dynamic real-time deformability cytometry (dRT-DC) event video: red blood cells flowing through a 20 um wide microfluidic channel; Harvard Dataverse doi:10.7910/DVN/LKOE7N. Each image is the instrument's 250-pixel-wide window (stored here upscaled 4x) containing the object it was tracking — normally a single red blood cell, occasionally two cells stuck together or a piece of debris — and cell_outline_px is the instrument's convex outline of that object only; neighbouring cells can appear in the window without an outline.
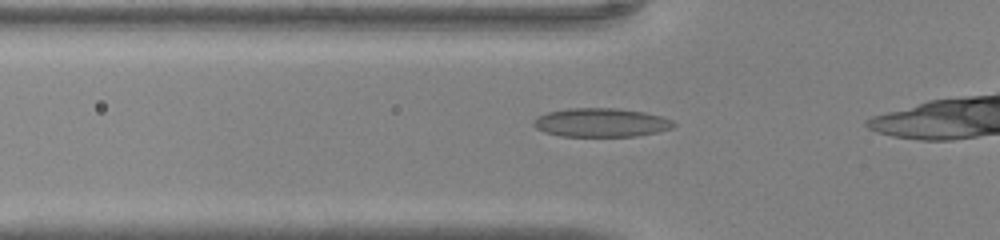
{"species": "common noctule bat (a hibernating species)", "species_latin": "Nyctalus noctula", "temperature_condition": "warm", "stored_images_in_passage": 19, "camera_frame_rate_fps": 3000, "um_per_image_px": 0.085, "animal": {"sex": "male", "body_mass_g": 20.0, "forearm_length_mm": 53.3}, "frame": {"image": 1, "passage_image": 3, "time_ms": 0.667, "image_size_px": [1000, 240], "cell_outline_px": [[676, 124], [672, 128], [656, 132], [636, 136], [560, 136], [544, 132], [536, 128], [532, 124], [532, 120], [536, 116], [548, 112], [568, 108], [616, 108], [644, 112], [660, 116], [672, 120]], "centroid_in_image_um": [51.04, 10.41], "position_along_channel_um": 74.8, "area_um2": 23.52}}
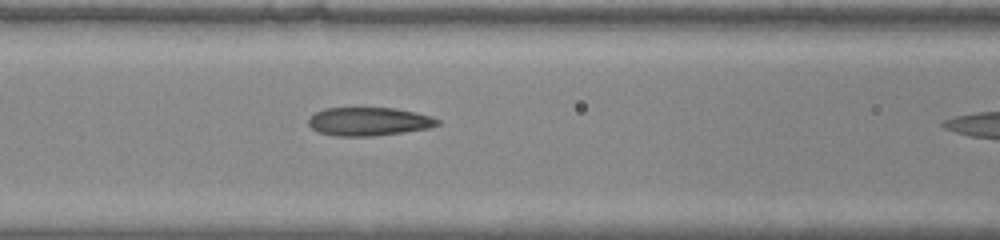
{"frame": {"image": 2, "passage_image": 7, "time_ms": 2.0, "image_size_px": [1000, 240], "cell_outline_px": [[440, 124], [428, 128], [404, 132], [372, 136], [336, 136], [316, 132], [308, 124], [308, 120], [316, 112], [324, 108], [396, 108], [432, 116], [440, 120]], "centroid_in_image_um": [31.35, 10.33], "position_along_channel_um": 135.3, "area_um2": 21.39}}
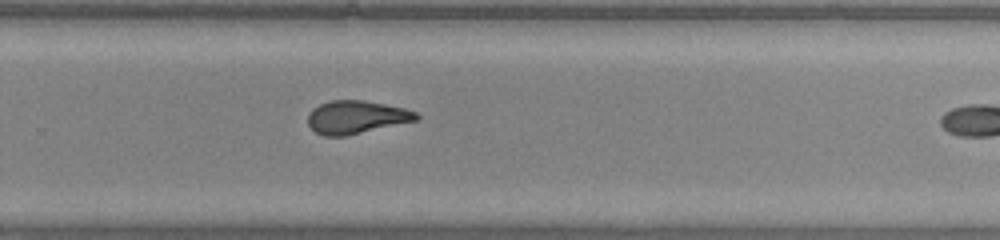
{"frame": {"image": 3, "passage_image": 18, "time_ms": 5.667, "image_size_px": [1000, 240], "cell_outline_px": [[420, 116], [416, 120], [344, 136], [324, 136], [316, 132], [308, 124], [308, 116], [312, 108], [320, 104], [332, 100], [364, 100], [404, 108], [416, 112]], "centroid_in_image_um": [30.26, 9.95], "position_along_channel_um": 299.5, "area_um2": 20.58}}